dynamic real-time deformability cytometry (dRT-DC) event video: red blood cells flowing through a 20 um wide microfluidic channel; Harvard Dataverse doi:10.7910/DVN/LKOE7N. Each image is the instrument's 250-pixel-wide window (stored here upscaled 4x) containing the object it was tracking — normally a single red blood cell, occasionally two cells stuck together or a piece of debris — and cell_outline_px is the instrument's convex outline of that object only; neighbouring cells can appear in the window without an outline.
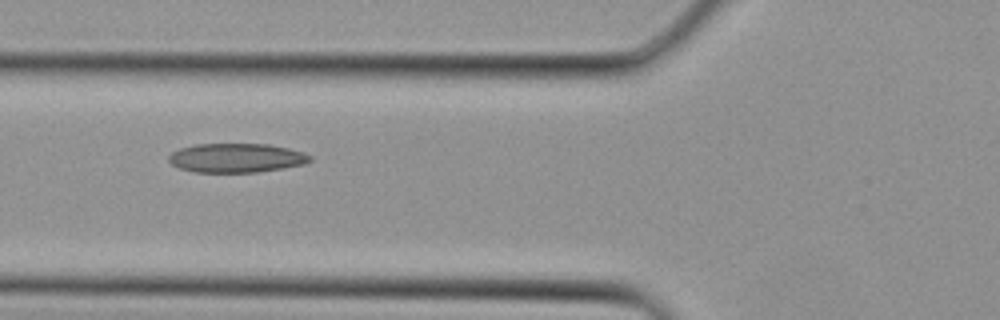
{"species": "Egyptian fruit bat (a non-hibernating species)", "species_latin": "Rousettus aegyptiacus", "temperature_condition": "cold", "stored_images_in_passage": 4, "camera_frame_rate_fps": 3000, "um_per_image_px": 0.085, "animal": {"sex": "female"}, "frame": {"image": 1, "passage_image": 4, "time_ms": 1.0, "image_size_px": [1000, 320], "cell_outline_px": [[312, 160], [304, 164], [284, 168], [256, 172], [192, 172], [180, 168], [172, 164], [168, 160], [168, 156], [172, 152], [180, 148], [196, 144], [268, 144], [288, 148], [304, 152], [312, 156]], "centroid_in_image_um": [20.1, 13.42], "position_along_channel_um": 105.7, "area_um2": 24.04}}